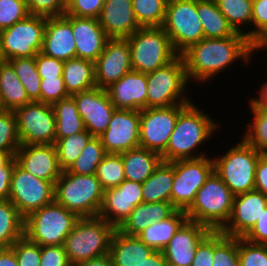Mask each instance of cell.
Listing matches in <instances>:
<instances>
[{
	"instance_id": "ab89813d",
	"label": "cell",
	"mask_w": 267,
	"mask_h": 266,
	"mask_svg": "<svg viewBox=\"0 0 267 266\" xmlns=\"http://www.w3.org/2000/svg\"><path fill=\"white\" fill-rule=\"evenodd\" d=\"M106 154L101 139L93 136L67 171L77 175L96 174L97 166Z\"/></svg>"
},
{
	"instance_id": "f5cc1de1",
	"label": "cell",
	"mask_w": 267,
	"mask_h": 266,
	"mask_svg": "<svg viewBox=\"0 0 267 266\" xmlns=\"http://www.w3.org/2000/svg\"><path fill=\"white\" fill-rule=\"evenodd\" d=\"M30 15L43 17H60L65 14L66 4L63 0H26Z\"/></svg>"
},
{
	"instance_id": "e0dca14e",
	"label": "cell",
	"mask_w": 267,
	"mask_h": 266,
	"mask_svg": "<svg viewBox=\"0 0 267 266\" xmlns=\"http://www.w3.org/2000/svg\"><path fill=\"white\" fill-rule=\"evenodd\" d=\"M76 103L84 127L92 136L99 137L108 128L116 109L107 90L99 87L71 95Z\"/></svg>"
},
{
	"instance_id": "9a60e30c",
	"label": "cell",
	"mask_w": 267,
	"mask_h": 266,
	"mask_svg": "<svg viewBox=\"0 0 267 266\" xmlns=\"http://www.w3.org/2000/svg\"><path fill=\"white\" fill-rule=\"evenodd\" d=\"M188 104L140 110V147L161 154L175 128L178 114Z\"/></svg>"
},
{
	"instance_id": "ac0fdd59",
	"label": "cell",
	"mask_w": 267,
	"mask_h": 266,
	"mask_svg": "<svg viewBox=\"0 0 267 266\" xmlns=\"http://www.w3.org/2000/svg\"><path fill=\"white\" fill-rule=\"evenodd\" d=\"M130 46L126 38L109 39L95 61L96 87L107 89L132 71Z\"/></svg>"
},
{
	"instance_id": "7c38bea8",
	"label": "cell",
	"mask_w": 267,
	"mask_h": 266,
	"mask_svg": "<svg viewBox=\"0 0 267 266\" xmlns=\"http://www.w3.org/2000/svg\"><path fill=\"white\" fill-rule=\"evenodd\" d=\"M214 171L213 157L174 161L171 203L186 211L194 202L197 191Z\"/></svg>"
},
{
	"instance_id": "44dd1931",
	"label": "cell",
	"mask_w": 267,
	"mask_h": 266,
	"mask_svg": "<svg viewBox=\"0 0 267 266\" xmlns=\"http://www.w3.org/2000/svg\"><path fill=\"white\" fill-rule=\"evenodd\" d=\"M17 164L35 177L56 182L61 176L55 144L23 145L18 148Z\"/></svg>"
},
{
	"instance_id": "2e32d148",
	"label": "cell",
	"mask_w": 267,
	"mask_h": 266,
	"mask_svg": "<svg viewBox=\"0 0 267 266\" xmlns=\"http://www.w3.org/2000/svg\"><path fill=\"white\" fill-rule=\"evenodd\" d=\"M99 138L106 153L120 154L140 147V111L115 109Z\"/></svg>"
},
{
	"instance_id": "11a10c76",
	"label": "cell",
	"mask_w": 267,
	"mask_h": 266,
	"mask_svg": "<svg viewBox=\"0 0 267 266\" xmlns=\"http://www.w3.org/2000/svg\"><path fill=\"white\" fill-rule=\"evenodd\" d=\"M40 266H71L64 245L41 246Z\"/></svg>"
},
{
	"instance_id": "f35d334b",
	"label": "cell",
	"mask_w": 267,
	"mask_h": 266,
	"mask_svg": "<svg viewBox=\"0 0 267 266\" xmlns=\"http://www.w3.org/2000/svg\"><path fill=\"white\" fill-rule=\"evenodd\" d=\"M8 62L14 68L17 77L21 81L24 89L31 101L40 102L41 77L36 68L35 56L13 58Z\"/></svg>"
},
{
	"instance_id": "ffe728a7",
	"label": "cell",
	"mask_w": 267,
	"mask_h": 266,
	"mask_svg": "<svg viewBox=\"0 0 267 266\" xmlns=\"http://www.w3.org/2000/svg\"><path fill=\"white\" fill-rule=\"evenodd\" d=\"M212 230L200 223L186 220L163 248L168 266H191L197 246Z\"/></svg>"
},
{
	"instance_id": "89a4df30",
	"label": "cell",
	"mask_w": 267,
	"mask_h": 266,
	"mask_svg": "<svg viewBox=\"0 0 267 266\" xmlns=\"http://www.w3.org/2000/svg\"><path fill=\"white\" fill-rule=\"evenodd\" d=\"M3 110H4V107H3V102H2L1 94H0V111H3Z\"/></svg>"
},
{
	"instance_id": "8992f818",
	"label": "cell",
	"mask_w": 267,
	"mask_h": 266,
	"mask_svg": "<svg viewBox=\"0 0 267 266\" xmlns=\"http://www.w3.org/2000/svg\"><path fill=\"white\" fill-rule=\"evenodd\" d=\"M79 218L54 200L25 218L24 235L40 246L64 245Z\"/></svg>"
},
{
	"instance_id": "5b68a950",
	"label": "cell",
	"mask_w": 267,
	"mask_h": 266,
	"mask_svg": "<svg viewBox=\"0 0 267 266\" xmlns=\"http://www.w3.org/2000/svg\"><path fill=\"white\" fill-rule=\"evenodd\" d=\"M104 189L95 174L62 171L55 182L54 200L79 217L98 216Z\"/></svg>"
},
{
	"instance_id": "f546056e",
	"label": "cell",
	"mask_w": 267,
	"mask_h": 266,
	"mask_svg": "<svg viewBox=\"0 0 267 266\" xmlns=\"http://www.w3.org/2000/svg\"><path fill=\"white\" fill-rule=\"evenodd\" d=\"M63 78L66 91L70 96L95 88V62L82 58L66 60Z\"/></svg>"
},
{
	"instance_id": "60d3db41",
	"label": "cell",
	"mask_w": 267,
	"mask_h": 266,
	"mask_svg": "<svg viewBox=\"0 0 267 266\" xmlns=\"http://www.w3.org/2000/svg\"><path fill=\"white\" fill-rule=\"evenodd\" d=\"M215 2L232 28L246 36L241 26L251 23L253 0H215Z\"/></svg>"
},
{
	"instance_id": "b9f144b4",
	"label": "cell",
	"mask_w": 267,
	"mask_h": 266,
	"mask_svg": "<svg viewBox=\"0 0 267 266\" xmlns=\"http://www.w3.org/2000/svg\"><path fill=\"white\" fill-rule=\"evenodd\" d=\"M168 0H132L135 18L141 27H162Z\"/></svg>"
},
{
	"instance_id": "681fc988",
	"label": "cell",
	"mask_w": 267,
	"mask_h": 266,
	"mask_svg": "<svg viewBox=\"0 0 267 266\" xmlns=\"http://www.w3.org/2000/svg\"><path fill=\"white\" fill-rule=\"evenodd\" d=\"M11 248L15 252L18 266H40L41 246L31 242L25 235L18 239Z\"/></svg>"
},
{
	"instance_id": "bcb514c9",
	"label": "cell",
	"mask_w": 267,
	"mask_h": 266,
	"mask_svg": "<svg viewBox=\"0 0 267 266\" xmlns=\"http://www.w3.org/2000/svg\"><path fill=\"white\" fill-rule=\"evenodd\" d=\"M238 254L240 266H267V244L238 238Z\"/></svg>"
},
{
	"instance_id": "a7ac6f4b",
	"label": "cell",
	"mask_w": 267,
	"mask_h": 266,
	"mask_svg": "<svg viewBox=\"0 0 267 266\" xmlns=\"http://www.w3.org/2000/svg\"><path fill=\"white\" fill-rule=\"evenodd\" d=\"M254 47H255L256 52L258 50L267 48V34Z\"/></svg>"
},
{
	"instance_id": "d6a6232c",
	"label": "cell",
	"mask_w": 267,
	"mask_h": 266,
	"mask_svg": "<svg viewBox=\"0 0 267 266\" xmlns=\"http://www.w3.org/2000/svg\"><path fill=\"white\" fill-rule=\"evenodd\" d=\"M0 94L4 110L14 111L32 102L8 61H0Z\"/></svg>"
},
{
	"instance_id": "be15d7a7",
	"label": "cell",
	"mask_w": 267,
	"mask_h": 266,
	"mask_svg": "<svg viewBox=\"0 0 267 266\" xmlns=\"http://www.w3.org/2000/svg\"><path fill=\"white\" fill-rule=\"evenodd\" d=\"M0 266H18L15 252L11 247L0 248Z\"/></svg>"
},
{
	"instance_id": "03108f58",
	"label": "cell",
	"mask_w": 267,
	"mask_h": 266,
	"mask_svg": "<svg viewBox=\"0 0 267 266\" xmlns=\"http://www.w3.org/2000/svg\"><path fill=\"white\" fill-rule=\"evenodd\" d=\"M257 98H250L255 104L267 108V81L263 82Z\"/></svg>"
},
{
	"instance_id": "6f0895ef",
	"label": "cell",
	"mask_w": 267,
	"mask_h": 266,
	"mask_svg": "<svg viewBox=\"0 0 267 266\" xmlns=\"http://www.w3.org/2000/svg\"><path fill=\"white\" fill-rule=\"evenodd\" d=\"M243 238L251 243L267 244V207L252 229Z\"/></svg>"
},
{
	"instance_id": "4dcf8cb0",
	"label": "cell",
	"mask_w": 267,
	"mask_h": 266,
	"mask_svg": "<svg viewBox=\"0 0 267 266\" xmlns=\"http://www.w3.org/2000/svg\"><path fill=\"white\" fill-rule=\"evenodd\" d=\"M174 180V161H162L154 173L142 183V197L145 203H171V190Z\"/></svg>"
},
{
	"instance_id": "9f6ffc18",
	"label": "cell",
	"mask_w": 267,
	"mask_h": 266,
	"mask_svg": "<svg viewBox=\"0 0 267 266\" xmlns=\"http://www.w3.org/2000/svg\"><path fill=\"white\" fill-rule=\"evenodd\" d=\"M214 256V231H211L197 246L191 266H212Z\"/></svg>"
},
{
	"instance_id": "cb8c5ba5",
	"label": "cell",
	"mask_w": 267,
	"mask_h": 266,
	"mask_svg": "<svg viewBox=\"0 0 267 266\" xmlns=\"http://www.w3.org/2000/svg\"><path fill=\"white\" fill-rule=\"evenodd\" d=\"M98 20L110 39L128 38L141 28L134 15L132 0H105Z\"/></svg>"
},
{
	"instance_id": "db71d44e",
	"label": "cell",
	"mask_w": 267,
	"mask_h": 266,
	"mask_svg": "<svg viewBox=\"0 0 267 266\" xmlns=\"http://www.w3.org/2000/svg\"><path fill=\"white\" fill-rule=\"evenodd\" d=\"M35 62L41 78L63 77L64 61L38 52L35 56Z\"/></svg>"
},
{
	"instance_id": "7a4b0ae2",
	"label": "cell",
	"mask_w": 267,
	"mask_h": 266,
	"mask_svg": "<svg viewBox=\"0 0 267 266\" xmlns=\"http://www.w3.org/2000/svg\"><path fill=\"white\" fill-rule=\"evenodd\" d=\"M200 109L191 102L178 114L166 149L160 154L164 162L198 159L206 156L204 151L200 153L198 151V154L194 152L197 148L199 150L200 145L210 139L209 137L220 126Z\"/></svg>"
},
{
	"instance_id": "4316f807",
	"label": "cell",
	"mask_w": 267,
	"mask_h": 266,
	"mask_svg": "<svg viewBox=\"0 0 267 266\" xmlns=\"http://www.w3.org/2000/svg\"><path fill=\"white\" fill-rule=\"evenodd\" d=\"M153 252L137 236L123 234L118 229L113 234L109 249L113 266H138Z\"/></svg>"
},
{
	"instance_id": "5bb4252c",
	"label": "cell",
	"mask_w": 267,
	"mask_h": 266,
	"mask_svg": "<svg viewBox=\"0 0 267 266\" xmlns=\"http://www.w3.org/2000/svg\"><path fill=\"white\" fill-rule=\"evenodd\" d=\"M14 114L21 144H55V114L50 104L32 101Z\"/></svg>"
},
{
	"instance_id": "94428289",
	"label": "cell",
	"mask_w": 267,
	"mask_h": 266,
	"mask_svg": "<svg viewBox=\"0 0 267 266\" xmlns=\"http://www.w3.org/2000/svg\"><path fill=\"white\" fill-rule=\"evenodd\" d=\"M126 196L135 207L143 202L142 183L126 180Z\"/></svg>"
},
{
	"instance_id": "4fadbf2b",
	"label": "cell",
	"mask_w": 267,
	"mask_h": 266,
	"mask_svg": "<svg viewBox=\"0 0 267 266\" xmlns=\"http://www.w3.org/2000/svg\"><path fill=\"white\" fill-rule=\"evenodd\" d=\"M55 183L35 177L17 163L12 172L9 200L26 218L54 201Z\"/></svg>"
},
{
	"instance_id": "52a82bcc",
	"label": "cell",
	"mask_w": 267,
	"mask_h": 266,
	"mask_svg": "<svg viewBox=\"0 0 267 266\" xmlns=\"http://www.w3.org/2000/svg\"><path fill=\"white\" fill-rule=\"evenodd\" d=\"M126 39L134 71L153 72L178 56L162 27H141Z\"/></svg>"
},
{
	"instance_id": "83f0119b",
	"label": "cell",
	"mask_w": 267,
	"mask_h": 266,
	"mask_svg": "<svg viewBox=\"0 0 267 266\" xmlns=\"http://www.w3.org/2000/svg\"><path fill=\"white\" fill-rule=\"evenodd\" d=\"M123 161L125 180L144 183L163 161L159 153L137 147L120 153Z\"/></svg>"
},
{
	"instance_id": "003e7915",
	"label": "cell",
	"mask_w": 267,
	"mask_h": 266,
	"mask_svg": "<svg viewBox=\"0 0 267 266\" xmlns=\"http://www.w3.org/2000/svg\"><path fill=\"white\" fill-rule=\"evenodd\" d=\"M17 151H0V168L4 167L16 154Z\"/></svg>"
},
{
	"instance_id": "9c48e42d",
	"label": "cell",
	"mask_w": 267,
	"mask_h": 266,
	"mask_svg": "<svg viewBox=\"0 0 267 266\" xmlns=\"http://www.w3.org/2000/svg\"><path fill=\"white\" fill-rule=\"evenodd\" d=\"M189 85L185 64L181 55L172 62L147 73L146 108L190 104L184 94Z\"/></svg>"
},
{
	"instance_id": "8fae6325",
	"label": "cell",
	"mask_w": 267,
	"mask_h": 266,
	"mask_svg": "<svg viewBox=\"0 0 267 266\" xmlns=\"http://www.w3.org/2000/svg\"><path fill=\"white\" fill-rule=\"evenodd\" d=\"M46 17L29 15L24 20L0 31V59L36 56L41 52Z\"/></svg>"
},
{
	"instance_id": "277c9868",
	"label": "cell",
	"mask_w": 267,
	"mask_h": 266,
	"mask_svg": "<svg viewBox=\"0 0 267 266\" xmlns=\"http://www.w3.org/2000/svg\"><path fill=\"white\" fill-rule=\"evenodd\" d=\"M115 231L114 226L99 216L80 217L64 242L71 266L109 253Z\"/></svg>"
},
{
	"instance_id": "ee69618b",
	"label": "cell",
	"mask_w": 267,
	"mask_h": 266,
	"mask_svg": "<svg viewBox=\"0 0 267 266\" xmlns=\"http://www.w3.org/2000/svg\"><path fill=\"white\" fill-rule=\"evenodd\" d=\"M212 266H240L238 238L214 231V256Z\"/></svg>"
},
{
	"instance_id": "f907efd6",
	"label": "cell",
	"mask_w": 267,
	"mask_h": 266,
	"mask_svg": "<svg viewBox=\"0 0 267 266\" xmlns=\"http://www.w3.org/2000/svg\"><path fill=\"white\" fill-rule=\"evenodd\" d=\"M68 96L63 77L41 78L40 102L52 105Z\"/></svg>"
},
{
	"instance_id": "e575fe53",
	"label": "cell",
	"mask_w": 267,
	"mask_h": 266,
	"mask_svg": "<svg viewBox=\"0 0 267 266\" xmlns=\"http://www.w3.org/2000/svg\"><path fill=\"white\" fill-rule=\"evenodd\" d=\"M55 114V140L78 134L85 130L82 117L79 115L76 103L72 96L53 103Z\"/></svg>"
},
{
	"instance_id": "816d5d0a",
	"label": "cell",
	"mask_w": 267,
	"mask_h": 266,
	"mask_svg": "<svg viewBox=\"0 0 267 266\" xmlns=\"http://www.w3.org/2000/svg\"><path fill=\"white\" fill-rule=\"evenodd\" d=\"M105 0H69L64 15L99 18Z\"/></svg>"
},
{
	"instance_id": "484cf974",
	"label": "cell",
	"mask_w": 267,
	"mask_h": 266,
	"mask_svg": "<svg viewBox=\"0 0 267 266\" xmlns=\"http://www.w3.org/2000/svg\"><path fill=\"white\" fill-rule=\"evenodd\" d=\"M178 209L169 202H142L131 212L128 218L118 228L129 236H137L153 222L162 221L172 216Z\"/></svg>"
},
{
	"instance_id": "d590c367",
	"label": "cell",
	"mask_w": 267,
	"mask_h": 266,
	"mask_svg": "<svg viewBox=\"0 0 267 266\" xmlns=\"http://www.w3.org/2000/svg\"><path fill=\"white\" fill-rule=\"evenodd\" d=\"M25 218L12 202L0 200V248H10L24 236Z\"/></svg>"
},
{
	"instance_id": "d6986e66",
	"label": "cell",
	"mask_w": 267,
	"mask_h": 266,
	"mask_svg": "<svg viewBox=\"0 0 267 266\" xmlns=\"http://www.w3.org/2000/svg\"><path fill=\"white\" fill-rule=\"evenodd\" d=\"M266 207L267 197L257 190L235 195L230 219L220 231L229 237L243 238Z\"/></svg>"
},
{
	"instance_id": "e7e4bbea",
	"label": "cell",
	"mask_w": 267,
	"mask_h": 266,
	"mask_svg": "<svg viewBox=\"0 0 267 266\" xmlns=\"http://www.w3.org/2000/svg\"><path fill=\"white\" fill-rule=\"evenodd\" d=\"M76 266H113V264L109 253H107L105 255L79 263Z\"/></svg>"
},
{
	"instance_id": "1f68e13d",
	"label": "cell",
	"mask_w": 267,
	"mask_h": 266,
	"mask_svg": "<svg viewBox=\"0 0 267 266\" xmlns=\"http://www.w3.org/2000/svg\"><path fill=\"white\" fill-rule=\"evenodd\" d=\"M186 220L185 211L177 210L169 218L153 222L152 225L141 231L137 237L154 251H162Z\"/></svg>"
},
{
	"instance_id": "f1b7e54d",
	"label": "cell",
	"mask_w": 267,
	"mask_h": 266,
	"mask_svg": "<svg viewBox=\"0 0 267 266\" xmlns=\"http://www.w3.org/2000/svg\"><path fill=\"white\" fill-rule=\"evenodd\" d=\"M134 209L135 206L126 196V180H124L118 187L104 190L98 216L118 229Z\"/></svg>"
},
{
	"instance_id": "7bdbcfd3",
	"label": "cell",
	"mask_w": 267,
	"mask_h": 266,
	"mask_svg": "<svg viewBox=\"0 0 267 266\" xmlns=\"http://www.w3.org/2000/svg\"><path fill=\"white\" fill-rule=\"evenodd\" d=\"M95 175L104 190L118 187L125 180L121 155L107 153L97 166Z\"/></svg>"
},
{
	"instance_id": "7402d4cb",
	"label": "cell",
	"mask_w": 267,
	"mask_h": 266,
	"mask_svg": "<svg viewBox=\"0 0 267 266\" xmlns=\"http://www.w3.org/2000/svg\"><path fill=\"white\" fill-rule=\"evenodd\" d=\"M72 25L76 58L95 62L110 39L97 18L63 15Z\"/></svg>"
},
{
	"instance_id": "d4e9b609",
	"label": "cell",
	"mask_w": 267,
	"mask_h": 266,
	"mask_svg": "<svg viewBox=\"0 0 267 266\" xmlns=\"http://www.w3.org/2000/svg\"><path fill=\"white\" fill-rule=\"evenodd\" d=\"M41 53L61 61L76 58L72 25L64 16L46 18Z\"/></svg>"
},
{
	"instance_id": "8d00e7d4",
	"label": "cell",
	"mask_w": 267,
	"mask_h": 266,
	"mask_svg": "<svg viewBox=\"0 0 267 266\" xmlns=\"http://www.w3.org/2000/svg\"><path fill=\"white\" fill-rule=\"evenodd\" d=\"M249 103L253 119L242 138L261 154H267V108L255 104L251 99Z\"/></svg>"
},
{
	"instance_id": "ba28073f",
	"label": "cell",
	"mask_w": 267,
	"mask_h": 266,
	"mask_svg": "<svg viewBox=\"0 0 267 266\" xmlns=\"http://www.w3.org/2000/svg\"><path fill=\"white\" fill-rule=\"evenodd\" d=\"M260 155L242 138L224 155L213 158L214 171L234 195L255 190V172Z\"/></svg>"
},
{
	"instance_id": "91938a15",
	"label": "cell",
	"mask_w": 267,
	"mask_h": 266,
	"mask_svg": "<svg viewBox=\"0 0 267 266\" xmlns=\"http://www.w3.org/2000/svg\"><path fill=\"white\" fill-rule=\"evenodd\" d=\"M255 190L267 197V154L259 156L255 172Z\"/></svg>"
},
{
	"instance_id": "6da1fadb",
	"label": "cell",
	"mask_w": 267,
	"mask_h": 266,
	"mask_svg": "<svg viewBox=\"0 0 267 266\" xmlns=\"http://www.w3.org/2000/svg\"><path fill=\"white\" fill-rule=\"evenodd\" d=\"M254 51L255 47L249 39L237 32L225 38L204 37L198 43L191 45L181 56L189 83L192 80L204 83L240 58L248 64L252 60Z\"/></svg>"
},
{
	"instance_id": "30bf717a",
	"label": "cell",
	"mask_w": 267,
	"mask_h": 266,
	"mask_svg": "<svg viewBox=\"0 0 267 266\" xmlns=\"http://www.w3.org/2000/svg\"><path fill=\"white\" fill-rule=\"evenodd\" d=\"M162 28L178 55L202 40L204 31L197 14V0H168Z\"/></svg>"
},
{
	"instance_id": "f6af8a7d",
	"label": "cell",
	"mask_w": 267,
	"mask_h": 266,
	"mask_svg": "<svg viewBox=\"0 0 267 266\" xmlns=\"http://www.w3.org/2000/svg\"><path fill=\"white\" fill-rule=\"evenodd\" d=\"M20 145L14 111H0V151H17Z\"/></svg>"
},
{
	"instance_id": "680465c9",
	"label": "cell",
	"mask_w": 267,
	"mask_h": 266,
	"mask_svg": "<svg viewBox=\"0 0 267 266\" xmlns=\"http://www.w3.org/2000/svg\"><path fill=\"white\" fill-rule=\"evenodd\" d=\"M16 163L14 156L4 167L0 168V200L9 199L11 177Z\"/></svg>"
},
{
	"instance_id": "3957f363",
	"label": "cell",
	"mask_w": 267,
	"mask_h": 266,
	"mask_svg": "<svg viewBox=\"0 0 267 266\" xmlns=\"http://www.w3.org/2000/svg\"><path fill=\"white\" fill-rule=\"evenodd\" d=\"M234 194L213 171L197 191L192 205L185 211L187 219L220 231L229 221Z\"/></svg>"
},
{
	"instance_id": "6125c7cd",
	"label": "cell",
	"mask_w": 267,
	"mask_h": 266,
	"mask_svg": "<svg viewBox=\"0 0 267 266\" xmlns=\"http://www.w3.org/2000/svg\"><path fill=\"white\" fill-rule=\"evenodd\" d=\"M138 266H168L162 251H154Z\"/></svg>"
},
{
	"instance_id": "7dc6e473",
	"label": "cell",
	"mask_w": 267,
	"mask_h": 266,
	"mask_svg": "<svg viewBox=\"0 0 267 266\" xmlns=\"http://www.w3.org/2000/svg\"><path fill=\"white\" fill-rule=\"evenodd\" d=\"M30 15L26 0H0V31Z\"/></svg>"
},
{
	"instance_id": "74e56055",
	"label": "cell",
	"mask_w": 267,
	"mask_h": 266,
	"mask_svg": "<svg viewBox=\"0 0 267 266\" xmlns=\"http://www.w3.org/2000/svg\"><path fill=\"white\" fill-rule=\"evenodd\" d=\"M93 136L88 130L55 140L59 166L62 171L68 170L80 156Z\"/></svg>"
},
{
	"instance_id": "836d02e7",
	"label": "cell",
	"mask_w": 267,
	"mask_h": 266,
	"mask_svg": "<svg viewBox=\"0 0 267 266\" xmlns=\"http://www.w3.org/2000/svg\"><path fill=\"white\" fill-rule=\"evenodd\" d=\"M197 14L205 38H225L237 33L220 12L215 0H197Z\"/></svg>"
},
{
	"instance_id": "603a6c76",
	"label": "cell",
	"mask_w": 267,
	"mask_h": 266,
	"mask_svg": "<svg viewBox=\"0 0 267 266\" xmlns=\"http://www.w3.org/2000/svg\"><path fill=\"white\" fill-rule=\"evenodd\" d=\"M106 90L116 109L140 111L146 108L147 74L132 70Z\"/></svg>"
},
{
	"instance_id": "c3c4849f",
	"label": "cell",
	"mask_w": 267,
	"mask_h": 266,
	"mask_svg": "<svg viewBox=\"0 0 267 266\" xmlns=\"http://www.w3.org/2000/svg\"><path fill=\"white\" fill-rule=\"evenodd\" d=\"M251 24L255 28L246 37L255 46L267 34V0H253Z\"/></svg>"
}]
</instances>
